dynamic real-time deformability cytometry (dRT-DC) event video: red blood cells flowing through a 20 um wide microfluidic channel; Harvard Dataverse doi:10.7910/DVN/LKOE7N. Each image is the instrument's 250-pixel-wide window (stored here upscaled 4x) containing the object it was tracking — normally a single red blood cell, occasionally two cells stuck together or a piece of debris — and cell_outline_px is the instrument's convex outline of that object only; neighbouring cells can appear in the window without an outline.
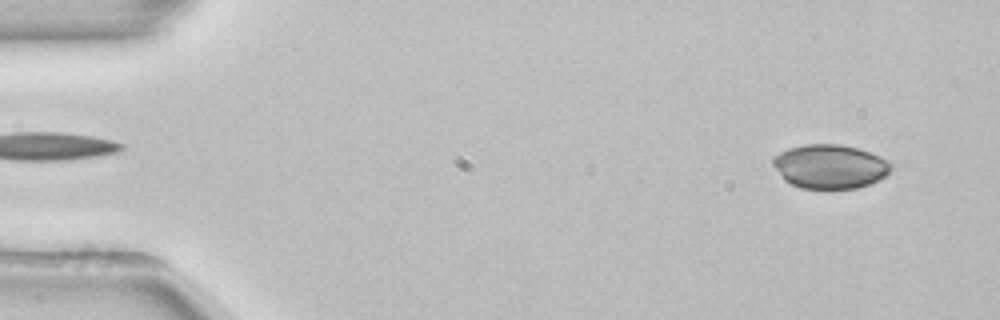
{"species": "common noctule bat (a hibernating species)", "species_latin": "Nyctalus noctula", "temperature_condition": "room temperature", "stored_images_in_passage": 52, "camera_frame_rate_fps": 3000, "um_per_image_px": 0.085, "animal": {"sex": "female", "body_mass_g": 22.7, "forearm_length_mm": 54.2}, "frame": {"image": 1, "passage_image": 3, "time_ms": 0.667, "image_size_px": [1000, 320], "cell_outline_px": [[892, 164], [888, 172], [884, 176], [868, 184], [856, 188], [800, 188], [784, 180], [780, 176], [772, 164], [772, 156], [788, 148], [804, 144], [840, 144], [856, 148], [880, 156], [888, 160]], "centroid_in_image_um": [70.49, 14.14], "position_along_channel_um": 14.5, "area_um2": 30.17}}
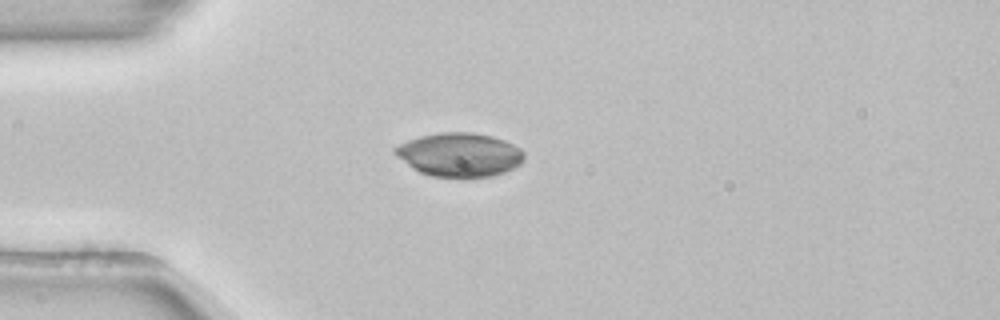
{"frame": {"image": 2, "passage_image": 13, "time_ms": 4.0, "image_size_px": [1000, 320], "cell_outline_px": [[524, 160], [520, 164], [504, 172], [492, 176], [460, 180], [432, 176], [420, 172], [412, 168], [396, 156], [392, 152], [392, 148], [408, 140], [420, 136], [440, 132], [472, 132], [492, 136], [504, 140], [520, 148], [524, 152]], "centroid_in_image_um": [39.04, 13.18], "position_along_channel_um": 46.0, "area_um2": 33.64}}
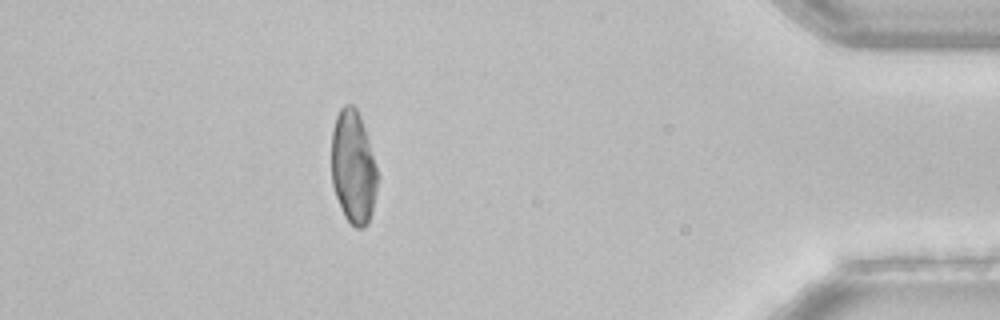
{"frame": {"image": 3, "passage_image": 46, "time_ms": 15.0, "image_size_px": [1000, 320], "cell_outline_px": [[376, 188], [372, 212], [368, 224], [364, 228], [356, 228], [344, 216], [336, 196], [332, 184], [332, 128], [336, 116], [340, 108], [344, 104], [352, 104], [356, 108], [360, 116], [376, 164]], "centroid_in_image_um": [30.01, 14.21], "position_along_channel_um": 405.2, "area_um2": 30.11}}